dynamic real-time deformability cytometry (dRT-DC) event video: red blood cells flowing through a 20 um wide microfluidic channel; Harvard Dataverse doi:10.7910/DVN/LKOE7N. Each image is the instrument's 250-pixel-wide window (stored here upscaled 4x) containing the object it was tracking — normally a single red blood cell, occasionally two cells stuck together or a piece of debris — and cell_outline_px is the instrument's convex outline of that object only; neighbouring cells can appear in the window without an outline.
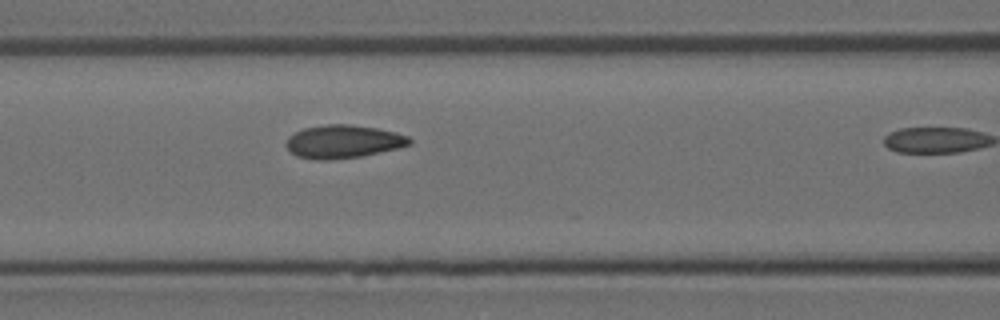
{"species": "Egyptian fruit bat (a non-hibernating species)", "species_latin": "Rousettus aegyptiacus", "temperature_condition": "room temperature", "stored_images_in_passage": 11, "camera_frame_rate_fps": 3000, "um_per_image_px": 0.085, "animal": {"sex": "female"}, "frame": {"image": 1, "passage_image": 10, "time_ms": 3.0, "image_size_px": [1000, 320], "cell_outline_px": [[412, 144], [396, 148], [360, 156], [328, 160], [316, 160], [296, 156], [284, 144], [288, 136], [304, 128], [328, 124], [352, 124], [376, 128], [396, 132], [408, 136], [412, 140]], "centroid_in_image_um": [29.16, 12.03], "position_along_channel_um": 137.4, "area_um2": 23.76}}